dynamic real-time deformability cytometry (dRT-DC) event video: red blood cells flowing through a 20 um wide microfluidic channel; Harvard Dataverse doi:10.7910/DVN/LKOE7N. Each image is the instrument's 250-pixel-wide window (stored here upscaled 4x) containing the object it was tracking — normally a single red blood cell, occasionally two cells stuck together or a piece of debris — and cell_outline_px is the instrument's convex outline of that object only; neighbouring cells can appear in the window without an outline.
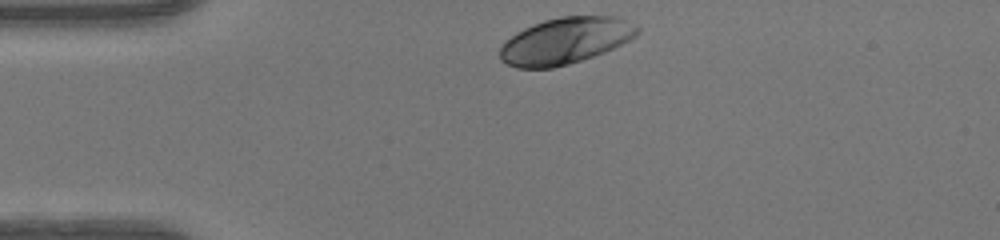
{"species": "human", "species_latin": "Homo sapiens", "temperature_condition": "warm", "stored_images_in_passage": 31, "camera_frame_rate_fps": 3000, "um_per_image_px": 0.085, "donor": {"sex": "female"}, "frame": {"image": 1, "passage_image": 1, "time_ms": 0.0, "image_size_px": [1000, 240], "cell_outline_px": [[640, 32], [636, 36], [604, 52], [568, 64], [552, 68], [516, 68], [500, 60], [500, 48], [516, 32], [532, 24], [544, 20], [560, 16], [612, 16], [636, 24], [640, 28]], "centroid_in_image_um": [48.05, 3.46], "position_along_channel_um": 36.9, "area_um2": 36.88}}
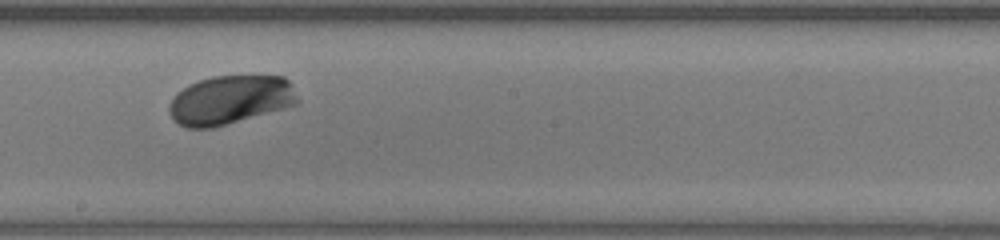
{"frame": {"image": 2, "passage_image": 18, "time_ms": 5.667, "image_size_px": [1000, 240], "cell_outline_px": [[300, 100], [296, 104], [284, 108], [212, 128], [188, 128], [172, 120], [168, 112], [168, 108], [176, 92], [188, 84], [212, 76], [284, 76], [292, 84]], "centroid_in_image_um": [19.55, 8.49], "position_along_channel_um": 228.6, "area_um2": 36.65}}
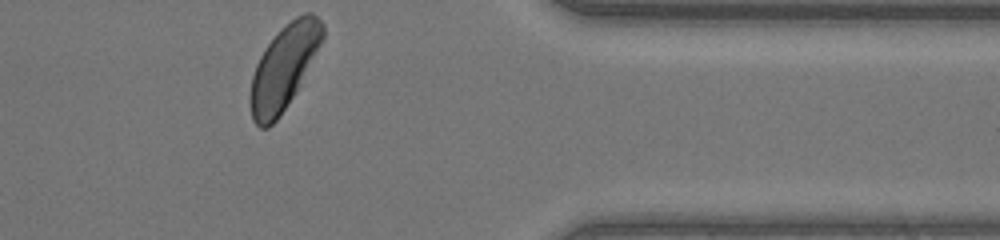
{"frame": {"image": 3, "passage_image": 31, "time_ms": 10.0, "image_size_px": [1000, 240], "cell_outline_px": [[324, 36], [296, 92], [276, 120], [268, 128], [260, 128], [252, 120], [248, 100], [252, 76], [256, 64], [264, 48], [276, 32], [280, 28], [296, 16], [304, 12], [312, 12], [324, 24]], "centroid_in_image_um": [24.09, 5.72], "position_along_channel_um": 387.3, "area_um2": 35.43}, "authors_computed_cell_mechanics": {"area_um2": 36.1828, "velocity_mm_per_s": 4.0815, "shape_relaxation_time_tau1_ms": 0.9353, "shape_relaxation_time_tau2_ms": null, "deformation_change_tau1": 0.1004, "deformation_change_tau2": null}}